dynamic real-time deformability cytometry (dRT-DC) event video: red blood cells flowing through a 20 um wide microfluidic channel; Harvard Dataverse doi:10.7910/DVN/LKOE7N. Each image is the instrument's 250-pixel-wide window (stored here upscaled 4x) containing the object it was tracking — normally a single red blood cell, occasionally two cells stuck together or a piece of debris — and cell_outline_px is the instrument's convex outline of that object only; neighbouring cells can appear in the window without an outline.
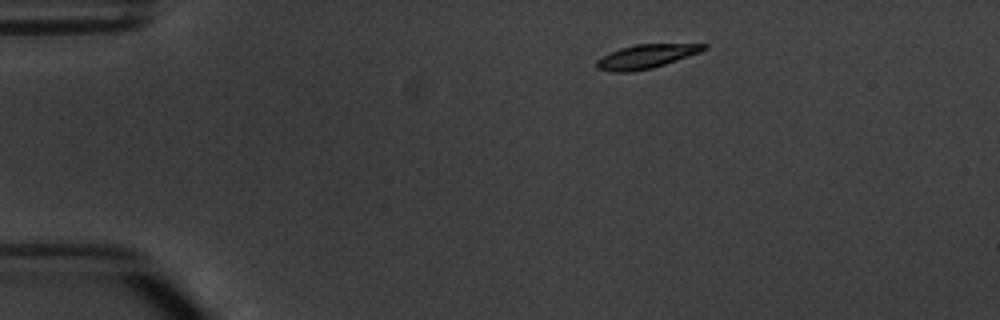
{"species": "common noctule bat (a hibernating species)", "species_latin": "Nyctalus noctula", "temperature_condition": "warm", "stored_images_in_passage": 4, "camera_frame_rate_fps": 3000, "um_per_image_px": 0.085, "animal": {"sex": "male", "body_mass_g": 20.1, "forearm_length_mm": 53.5}, "frame": {"image": 1, "passage_image": 1, "time_ms": 0.0, "image_size_px": [1000, 320], "cell_outline_px": [[708, 48], [700, 52], [652, 68], [628, 72], [612, 72], [596, 68], [596, 60], [620, 48], [636, 44], [708, 44]], "centroid_in_image_um": [54.91, 4.8], "position_along_channel_um": 30.1, "area_um2": 14.68}}
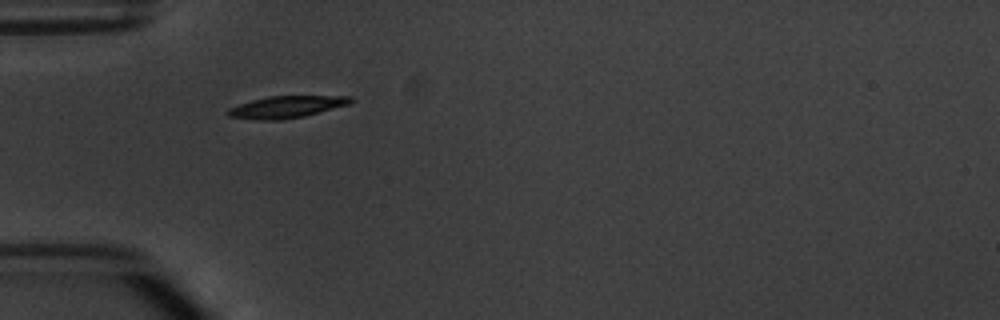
{"frame": {"image": 2, "passage_image": 3, "time_ms": 2.333, "image_size_px": [1000, 320], "cell_outline_px": [[356, 100], [348, 104], [304, 116], [280, 120], [260, 120], [228, 116], [228, 108], [252, 100], [268, 96], [352, 96]], "centroid_in_image_um": [24.37, 9.08], "position_along_channel_um": 60.6, "area_um2": 15.49}}